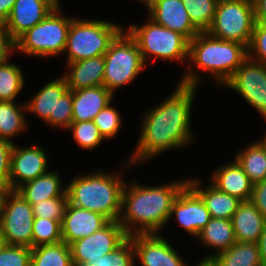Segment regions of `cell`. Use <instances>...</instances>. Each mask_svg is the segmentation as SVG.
I'll return each mask as SVG.
<instances>
[{
  "label": "cell",
  "instance_id": "obj_13",
  "mask_svg": "<svg viewBox=\"0 0 266 266\" xmlns=\"http://www.w3.org/2000/svg\"><path fill=\"white\" fill-rule=\"evenodd\" d=\"M45 150L39 146L17 147L11 151L9 190H17L23 184L48 172Z\"/></svg>",
  "mask_w": 266,
  "mask_h": 266
},
{
  "label": "cell",
  "instance_id": "obj_38",
  "mask_svg": "<svg viewBox=\"0 0 266 266\" xmlns=\"http://www.w3.org/2000/svg\"><path fill=\"white\" fill-rule=\"evenodd\" d=\"M248 57L266 66V25L255 23L250 43L247 47ZM256 57V58H255Z\"/></svg>",
  "mask_w": 266,
  "mask_h": 266
},
{
  "label": "cell",
  "instance_id": "obj_12",
  "mask_svg": "<svg viewBox=\"0 0 266 266\" xmlns=\"http://www.w3.org/2000/svg\"><path fill=\"white\" fill-rule=\"evenodd\" d=\"M128 237L119 221H110L99 231L70 245L73 265L81 266L89 260L111 253Z\"/></svg>",
  "mask_w": 266,
  "mask_h": 266
},
{
  "label": "cell",
  "instance_id": "obj_10",
  "mask_svg": "<svg viewBox=\"0 0 266 266\" xmlns=\"http://www.w3.org/2000/svg\"><path fill=\"white\" fill-rule=\"evenodd\" d=\"M34 213L16 190L6 192L0 214V230L8 245L32 248Z\"/></svg>",
  "mask_w": 266,
  "mask_h": 266
},
{
  "label": "cell",
  "instance_id": "obj_19",
  "mask_svg": "<svg viewBox=\"0 0 266 266\" xmlns=\"http://www.w3.org/2000/svg\"><path fill=\"white\" fill-rule=\"evenodd\" d=\"M68 69L63 74L69 90L97 87L103 85L105 58L104 55L81 61L67 63Z\"/></svg>",
  "mask_w": 266,
  "mask_h": 266
},
{
  "label": "cell",
  "instance_id": "obj_24",
  "mask_svg": "<svg viewBox=\"0 0 266 266\" xmlns=\"http://www.w3.org/2000/svg\"><path fill=\"white\" fill-rule=\"evenodd\" d=\"M187 184L201 197L212 218L231 220L242 202L239 198L220 191L212 184L202 189L198 179H189Z\"/></svg>",
  "mask_w": 266,
  "mask_h": 266
},
{
  "label": "cell",
  "instance_id": "obj_43",
  "mask_svg": "<svg viewBox=\"0 0 266 266\" xmlns=\"http://www.w3.org/2000/svg\"><path fill=\"white\" fill-rule=\"evenodd\" d=\"M14 51V42L3 26H0V63L7 60Z\"/></svg>",
  "mask_w": 266,
  "mask_h": 266
},
{
  "label": "cell",
  "instance_id": "obj_41",
  "mask_svg": "<svg viewBox=\"0 0 266 266\" xmlns=\"http://www.w3.org/2000/svg\"><path fill=\"white\" fill-rule=\"evenodd\" d=\"M14 143L0 138V186L9 189L11 151Z\"/></svg>",
  "mask_w": 266,
  "mask_h": 266
},
{
  "label": "cell",
  "instance_id": "obj_18",
  "mask_svg": "<svg viewBox=\"0 0 266 266\" xmlns=\"http://www.w3.org/2000/svg\"><path fill=\"white\" fill-rule=\"evenodd\" d=\"M147 9L149 18L156 24L179 32L189 41L199 33L190 21L182 0H152Z\"/></svg>",
  "mask_w": 266,
  "mask_h": 266
},
{
  "label": "cell",
  "instance_id": "obj_52",
  "mask_svg": "<svg viewBox=\"0 0 266 266\" xmlns=\"http://www.w3.org/2000/svg\"><path fill=\"white\" fill-rule=\"evenodd\" d=\"M52 4H54L56 7H60L59 0H49Z\"/></svg>",
  "mask_w": 266,
  "mask_h": 266
},
{
  "label": "cell",
  "instance_id": "obj_22",
  "mask_svg": "<svg viewBox=\"0 0 266 266\" xmlns=\"http://www.w3.org/2000/svg\"><path fill=\"white\" fill-rule=\"evenodd\" d=\"M211 182L220 191L235 196L241 201L251 199L253 183L235 160L215 169Z\"/></svg>",
  "mask_w": 266,
  "mask_h": 266
},
{
  "label": "cell",
  "instance_id": "obj_46",
  "mask_svg": "<svg viewBox=\"0 0 266 266\" xmlns=\"http://www.w3.org/2000/svg\"><path fill=\"white\" fill-rule=\"evenodd\" d=\"M258 245H259V249H260V256H261L262 265L266 266V221H265L263 231H262V234L260 236Z\"/></svg>",
  "mask_w": 266,
  "mask_h": 266
},
{
  "label": "cell",
  "instance_id": "obj_9",
  "mask_svg": "<svg viewBox=\"0 0 266 266\" xmlns=\"http://www.w3.org/2000/svg\"><path fill=\"white\" fill-rule=\"evenodd\" d=\"M255 23L254 4L218 2L214 21L207 32L215 38L248 47Z\"/></svg>",
  "mask_w": 266,
  "mask_h": 266
},
{
  "label": "cell",
  "instance_id": "obj_39",
  "mask_svg": "<svg viewBox=\"0 0 266 266\" xmlns=\"http://www.w3.org/2000/svg\"><path fill=\"white\" fill-rule=\"evenodd\" d=\"M31 248L6 245L0 252V266H30Z\"/></svg>",
  "mask_w": 266,
  "mask_h": 266
},
{
  "label": "cell",
  "instance_id": "obj_32",
  "mask_svg": "<svg viewBox=\"0 0 266 266\" xmlns=\"http://www.w3.org/2000/svg\"><path fill=\"white\" fill-rule=\"evenodd\" d=\"M188 16L199 32H207L215 17L217 0H182Z\"/></svg>",
  "mask_w": 266,
  "mask_h": 266
},
{
  "label": "cell",
  "instance_id": "obj_6",
  "mask_svg": "<svg viewBox=\"0 0 266 266\" xmlns=\"http://www.w3.org/2000/svg\"><path fill=\"white\" fill-rule=\"evenodd\" d=\"M60 8L55 7L44 20L22 34L14 42V50L43 58L63 54L73 18L62 16Z\"/></svg>",
  "mask_w": 266,
  "mask_h": 266
},
{
  "label": "cell",
  "instance_id": "obj_15",
  "mask_svg": "<svg viewBox=\"0 0 266 266\" xmlns=\"http://www.w3.org/2000/svg\"><path fill=\"white\" fill-rule=\"evenodd\" d=\"M135 260L142 266H188L160 234H137L130 236Z\"/></svg>",
  "mask_w": 266,
  "mask_h": 266
},
{
  "label": "cell",
  "instance_id": "obj_33",
  "mask_svg": "<svg viewBox=\"0 0 266 266\" xmlns=\"http://www.w3.org/2000/svg\"><path fill=\"white\" fill-rule=\"evenodd\" d=\"M135 251L129 236L120 246L111 253L105 254L95 260H89L81 266H135Z\"/></svg>",
  "mask_w": 266,
  "mask_h": 266
},
{
  "label": "cell",
  "instance_id": "obj_4",
  "mask_svg": "<svg viewBox=\"0 0 266 266\" xmlns=\"http://www.w3.org/2000/svg\"><path fill=\"white\" fill-rule=\"evenodd\" d=\"M66 185L71 205L100 213L110 221L119 220L125 186L120 174L97 171L79 175Z\"/></svg>",
  "mask_w": 266,
  "mask_h": 266
},
{
  "label": "cell",
  "instance_id": "obj_27",
  "mask_svg": "<svg viewBox=\"0 0 266 266\" xmlns=\"http://www.w3.org/2000/svg\"><path fill=\"white\" fill-rule=\"evenodd\" d=\"M212 259L218 266H263L258 243L235 242Z\"/></svg>",
  "mask_w": 266,
  "mask_h": 266
},
{
  "label": "cell",
  "instance_id": "obj_31",
  "mask_svg": "<svg viewBox=\"0 0 266 266\" xmlns=\"http://www.w3.org/2000/svg\"><path fill=\"white\" fill-rule=\"evenodd\" d=\"M24 84L22 70L16 63H9V58L0 63V101H15Z\"/></svg>",
  "mask_w": 266,
  "mask_h": 266
},
{
  "label": "cell",
  "instance_id": "obj_21",
  "mask_svg": "<svg viewBox=\"0 0 266 266\" xmlns=\"http://www.w3.org/2000/svg\"><path fill=\"white\" fill-rule=\"evenodd\" d=\"M113 96L103 85L73 91L72 122L93 121L112 102Z\"/></svg>",
  "mask_w": 266,
  "mask_h": 266
},
{
  "label": "cell",
  "instance_id": "obj_47",
  "mask_svg": "<svg viewBox=\"0 0 266 266\" xmlns=\"http://www.w3.org/2000/svg\"><path fill=\"white\" fill-rule=\"evenodd\" d=\"M197 266H218L212 258H203Z\"/></svg>",
  "mask_w": 266,
  "mask_h": 266
},
{
  "label": "cell",
  "instance_id": "obj_16",
  "mask_svg": "<svg viewBox=\"0 0 266 266\" xmlns=\"http://www.w3.org/2000/svg\"><path fill=\"white\" fill-rule=\"evenodd\" d=\"M55 7L49 0H16L3 27L15 42L22 34L44 20Z\"/></svg>",
  "mask_w": 266,
  "mask_h": 266
},
{
  "label": "cell",
  "instance_id": "obj_44",
  "mask_svg": "<svg viewBox=\"0 0 266 266\" xmlns=\"http://www.w3.org/2000/svg\"><path fill=\"white\" fill-rule=\"evenodd\" d=\"M254 12L256 22L266 25V0H255Z\"/></svg>",
  "mask_w": 266,
  "mask_h": 266
},
{
  "label": "cell",
  "instance_id": "obj_51",
  "mask_svg": "<svg viewBox=\"0 0 266 266\" xmlns=\"http://www.w3.org/2000/svg\"><path fill=\"white\" fill-rule=\"evenodd\" d=\"M258 142L261 144V146L264 148V150L266 152V135L263 139L258 140Z\"/></svg>",
  "mask_w": 266,
  "mask_h": 266
},
{
  "label": "cell",
  "instance_id": "obj_36",
  "mask_svg": "<svg viewBox=\"0 0 266 266\" xmlns=\"http://www.w3.org/2000/svg\"><path fill=\"white\" fill-rule=\"evenodd\" d=\"M121 120L118 110L111 107L109 103L96 115L93 122L99 129L100 134L106 140L116 137V134L121 127Z\"/></svg>",
  "mask_w": 266,
  "mask_h": 266
},
{
  "label": "cell",
  "instance_id": "obj_45",
  "mask_svg": "<svg viewBox=\"0 0 266 266\" xmlns=\"http://www.w3.org/2000/svg\"><path fill=\"white\" fill-rule=\"evenodd\" d=\"M16 0H0V26L7 21Z\"/></svg>",
  "mask_w": 266,
  "mask_h": 266
},
{
  "label": "cell",
  "instance_id": "obj_3",
  "mask_svg": "<svg viewBox=\"0 0 266 266\" xmlns=\"http://www.w3.org/2000/svg\"><path fill=\"white\" fill-rule=\"evenodd\" d=\"M247 58L246 45L215 38L208 32H199L189 41L188 57L198 71H191L187 67L179 83L197 87L201 79L198 73L204 71L210 73L218 85L224 86Z\"/></svg>",
  "mask_w": 266,
  "mask_h": 266
},
{
  "label": "cell",
  "instance_id": "obj_28",
  "mask_svg": "<svg viewBox=\"0 0 266 266\" xmlns=\"http://www.w3.org/2000/svg\"><path fill=\"white\" fill-rule=\"evenodd\" d=\"M234 160L253 184L266 180V152L258 141L237 152Z\"/></svg>",
  "mask_w": 266,
  "mask_h": 266
},
{
  "label": "cell",
  "instance_id": "obj_40",
  "mask_svg": "<svg viewBox=\"0 0 266 266\" xmlns=\"http://www.w3.org/2000/svg\"><path fill=\"white\" fill-rule=\"evenodd\" d=\"M72 103L73 91L67 90L60 99L57 100L56 107V127L67 129L72 123Z\"/></svg>",
  "mask_w": 266,
  "mask_h": 266
},
{
  "label": "cell",
  "instance_id": "obj_23",
  "mask_svg": "<svg viewBox=\"0 0 266 266\" xmlns=\"http://www.w3.org/2000/svg\"><path fill=\"white\" fill-rule=\"evenodd\" d=\"M265 221L263 215L250 200L242 201L231 218L236 242L258 243Z\"/></svg>",
  "mask_w": 266,
  "mask_h": 266
},
{
  "label": "cell",
  "instance_id": "obj_25",
  "mask_svg": "<svg viewBox=\"0 0 266 266\" xmlns=\"http://www.w3.org/2000/svg\"><path fill=\"white\" fill-rule=\"evenodd\" d=\"M56 171L37 177L20 186L16 191L31 205L37 204L42 200L66 196V186H62L61 177Z\"/></svg>",
  "mask_w": 266,
  "mask_h": 266
},
{
  "label": "cell",
  "instance_id": "obj_26",
  "mask_svg": "<svg viewBox=\"0 0 266 266\" xmlns=\"http://www.w3.org/2000/svg\"><path fill=\"white\" fill-rule=\"evenodd\" d=\"M198 239L216 251L204 258H213L217 254L226 251L235 242L234 229L231 220L211 218L199 233Z\"/></svg>",
  "mask_w": 266,
  "mask_h": 266
},
{
  "label": "cell",
  "instance_id": "obj_53",
  "mask_svg": "<svg viewBox=\"0 0 266 266\" xmlns=\"http://www.w3.org/2000/svg\"><path fill=\"white\" fill-rule=\"evenodd\" d=\"M152 0H141L140 2L145 3V5L147 6Z\"/></svg>",
  "mask_w": 266,
  "mask_h": 266
},
{
  "label": "cell",
  "instance_id": "obj_29",
  "mask_svg": "<svg viewBox=\"0 0 266 266\" xmlns=\"http://www.w3.org/2000/svg\"><path fill=\"white\" fill-rule=\"evenodd\" d=\"M25 112H27L26 104L17 106L14 101H0L1 139L13 143L11 138L26 130L27 122L24 116Z\"/></svg>",
  "mask_w": 266,
  "mask_h": 266
},
{
  "label": "cell",
  "instance_id": "obj_2",
  "mask_svg": "<svg viewBox=\"0 0 266 266\" xmlns=\"http://www.w3.org/2000/svg\"><path fill=\"white\" fill-rule=\"evenodd\" d=\"M188 179L161 186L136 182L124 186L119 223L128 236L158 234L169 221L172 204Z\"/></svg>",
  "mask_w": 266,
  "mask_h": 266
},
{
  "label": "cell",
  "instance_id": "obj_1",
  "mask_svg": "<svg viewBox=\"0 0 266 266\" xmlns=\"http://www.w3.org/2000/svg\"><path fill=\"white\" fill-rule=\"evenodd\" d=\"M196 90V86L178 83L165 101L145 113L139 141L129 165L148 161L162 151L191 143L190 116Z\"/></svg>",
  "mask_w": 266,
  "mask_h": 266
},
{
  "label": "cell",
  "instance_id": "obj_48",
  "mask_svg": "<svg viewBox=\"0 0 266 266\" xmlns=\"http://www.w3.org/2000/svg\"><path fill=\"white\" fill-rule=\"evenodd\" d=\"M7 191H8V188L0 186V214L2 210L3 199Z\"/></svg>",
  "mask_w": 266,
  "mask_h": 266
},
{
  "label": "cell",
  "instance_id": "obj_49",
  "mask_svg": "<svg viewBox=\"0 0 266 266\" xmlns=\"http://www.w3.org/2000/svg\"><path fill=\"white\" fill-rule=\"evenodd\" d=\"M218 2H239V3H249L254 4L255 0H217Z\"/></svg>",
  "mask_w": 266,
  "mask_h": 266
},
{
  "label": "cell",
  "instance_id": "obj_35",
  "mask_svg": "<svg viewBox=\"0 0 266 266\" xmlns=\"http://www.w3.org/2000/svg\"><path fill=\"white\" fill-rule=\"evenodd\" d=\"M67 130L73 131V138L83 149L92 150L105 140L92 120L72 122Z\"/></svg>",
  "mask_w": 266,
  "mask_h": 266
},
{
  "label": "cell",
  "instance_id": "obj_20",
  "mask_svg": "<svg viewBox=\"0 0 266 266\" xmlns=\"http://www.w3.org/2000/svg\"><path fill=\"white\" fill-rule=\"evenodd\" d=\"M67 82L62 76L44 85L26 104V110L56 127L57 100L68 90Z\"/></svg>",
  "mask_w": 266,
  "mask_h": 266
},
{
  "label": "cell",
  "instance_id": "obj_34",
  "mask_svg": "<svg viewBox=\"0 0 266 266\" xmlns=\"http://www.w3.org/2000/svg\"><path fill=\"white\" fill-rule=\"evenodd\" d=\"M61 221L34 217L32 247L61 242Z\"/></svg>",
  "mask_w": 266,
  "mask_h": 266
},
{
  "label": "cell",
  "instance_id": "obj_5",
  "mask_svg": "<svg viewBox=\"0 0 266 266\" xmlns=\"http://www.w3.org/2000/svg\"><path fill=\"white\" fill-rule=\"evenodd\" d=\"M124 30L103 20L73 18L67 34V63L104 55L110 43Z\"/></svg>",
  "mask_w": 266,
  "mask_h": 266
},
{
  "label": "cell",
  "instance_id": "obj_37",
  "mask_svg": "<svg viewBox=\"0 0 266 266\" xmlns=\"http://www.w3.org/2000/svg\"><path fill=\"white\" fill-rule=\"evenodd\" d=\"M68 204V195L42 200L31 205L34 217L51 220H62Z\"/></svg>",
  "mask_w": 266,
  "mask_h": 266
},
{
  "label": "cell",
  "instance_id": "obj_14",
  "mask_svg": "<svg viewBox=\"0 0 266 266\" xmlns=\"http://www.w3.org/2000/svg\"><path fill=\"white\" fill-rule=\"evenodd\" d=\"M172 216L185 231L194 237H198L212 218L201 197L188 184L182 188L174 200L169 220Z\"/></svg>",
  "mask_w": 266,
  "mask_h": 266
},
{
  "label": "cell",
  "instance_id": "obj_8",
  "mask_svg": "<svg viewBox=\"0 0 266 266\" xmlns=\"http://www.w3.org/2000/svg\"><path fill=\"white\" fill-rule=\"evenodd\" d=\"M104 58L103 86L113 95L115 89L133 81L147 64L135 40L123 30L110 43Z\"/></svg>",
  "mask_w": 266,
  "mask_h": 266
},
{
  "label": "cell",
  "instance_id": "obj_30",
  "mask_svg": "<svg viewBox=\"0 0 266 266\" xmlns=\"http://www.w3.org/2000/svg\"><path fill=\"white\" fill-rule=\"evenodd\" d=\"M30 266H74L71 248L64 241L32 247Z\"/></svg>",
  "mask_w": 266,
  "mask_h": 266
},
{
  "label": "cell",
  "instance_id": "obj_11",
  "mask_svg": "<svg viewBox=\"0 0 266 266\" xmlns=\"http://www.w3.org/2000/svg\"><path fill=\"white\" fill-rule=\"evenodd\" d=\"M244 98L266 120V66L249 57L224 85Z\"/></svg>",
  "mask_w": 266,
  "mask_h": 266
},
{
  "label": "cell",
  "instance_id": "obj_42",
  "mask_svg": "<svg viewBox=\"0 0 266 266\" xmlns=\"http://www.w3.org/2000/svg\"><path fill=\"white\" fill-rule=\"evenodd\" d=\"M250 201L255 205L266 220V180L253 184Z\"/></svg>",
  "mask_w": 266,
  "mask_h": 266
},
{
  "label": "cell",
  "instance_id": "obj_50",
  "mask_svg": "<svg viewBox=\"0 0 266 266\" xmlns=\"http://www.w3.org/2000/svg\"><path fill=\"white\" fill-rule=\"evenodd\" d=\"M6 240L4 238V236L2 235L1 233V230H0V252L3 250V248L6 246Z\"/></svg>",
  "mask_w": 266,
  "mask_h": 266
},
{
  "label": "cell",
  "instance_id": "obj_7",
  "mask_svg": "<svg viewBox=\"0 0 266 266\" xmlns=\"http://www.w3.org/2000/svg\"><path fill=\"white\" fill-rule=\"evenodd\" d=\"M142 26L132 24L127 29L141 52L144 63L150 55L166 60L184 61L189 57V40L176 31L156 24L150 18Z\"/></svg>",
  "mask_w": 266,
  "mask_h": 266
},
{
  "label": "cell",
  "instance_id": "obj_17",
  "mask_svg": "<svg viewBox=\"0 0 266 266\" xmlns=\"http://www.w3.org/2000/svg\"><path fill=\"white\" fill-rule=\"evenodd\" d=\"M110 220L100 213L67 204L61 221L62 241L67 245L88 237L106 226Z\"/></svg>",
  "mask_w": 266,
  "mask_h": 266
}]
</instances>
